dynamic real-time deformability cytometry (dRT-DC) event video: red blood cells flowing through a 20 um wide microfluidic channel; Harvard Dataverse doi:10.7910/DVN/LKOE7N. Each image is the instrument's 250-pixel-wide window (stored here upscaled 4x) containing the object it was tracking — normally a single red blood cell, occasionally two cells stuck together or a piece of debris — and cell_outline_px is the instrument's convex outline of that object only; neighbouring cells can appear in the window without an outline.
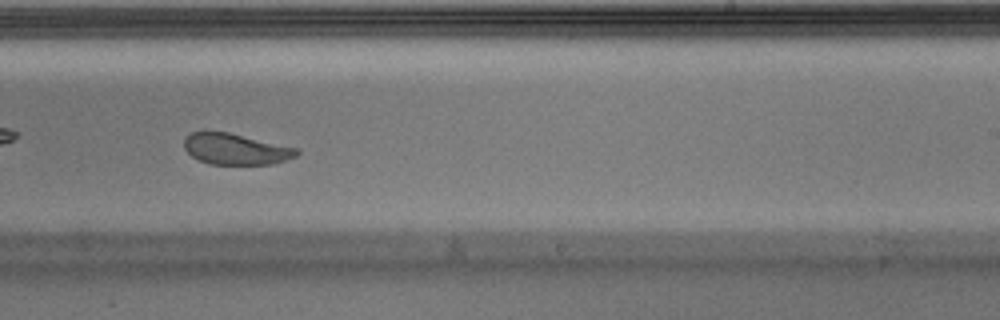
{"species": "Egyptian fruit bat (a non-hibernating species)", "species_latin": "Rousettus aegyptiacus", "temperature_condition": "warm", "stored_images_in_passage": 48, "camera_frame_rate_fps": 3000, "um_per_image_px": 0.085, "animal": {"sex": "male"}, "frame": {"image": 1, "passage_image": 28, "time_ms": 9.0, "image_size_px": [1000, 320], "cell_outline_px": [[300, 152], [296, 156], [272, 164], [208, 164], [192, 156], [184, 148], [184, 136], [192, 132], [228, 132], [296, 148]], "centroid_in_image_um": [20.0, 12.67], "position_along_channel_um": 269.0, "area_um2": 20.11}}
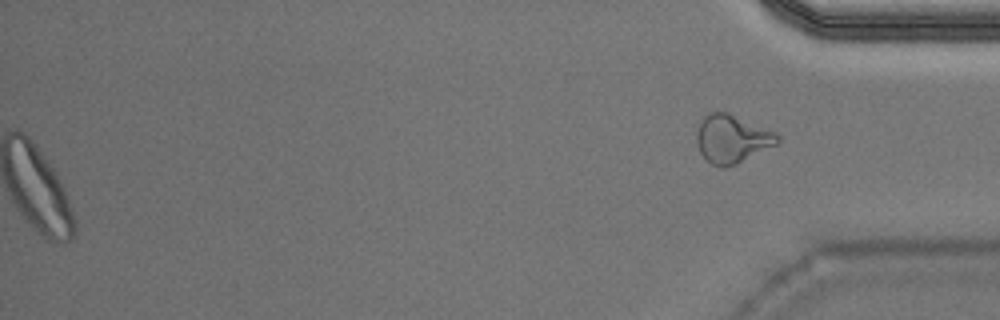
{"frame": {"image": 2, "passage_image": 48, "time_ms": 15.667, "image_size_px": [1000, 320], "cell_outline_px": [[780, 140], [776, 144], [736, 164], [724, 168], [720, 168], [712, 164], [700, 152], [696, 144], [696, 132], [704, 116], [708, 112], [728, 112], [776, 132], [780, 136]], "centroid_in_image_um": [62.21, 11.8], "position_along_channel_um": 373.0, "area_um2": 22.6}, "authors_computed_cell_mechanics": {"area_um2": 22.1374, "velocity_mm_per_s": 3.9058, "shape_relaxation_time_tau1_ms": 3.6235, "shape_relaxation_time_tau2_ms": 1.0721, "deformation_change_tau1": 0.1253, "deformation_change_tau2": 0.0496}}